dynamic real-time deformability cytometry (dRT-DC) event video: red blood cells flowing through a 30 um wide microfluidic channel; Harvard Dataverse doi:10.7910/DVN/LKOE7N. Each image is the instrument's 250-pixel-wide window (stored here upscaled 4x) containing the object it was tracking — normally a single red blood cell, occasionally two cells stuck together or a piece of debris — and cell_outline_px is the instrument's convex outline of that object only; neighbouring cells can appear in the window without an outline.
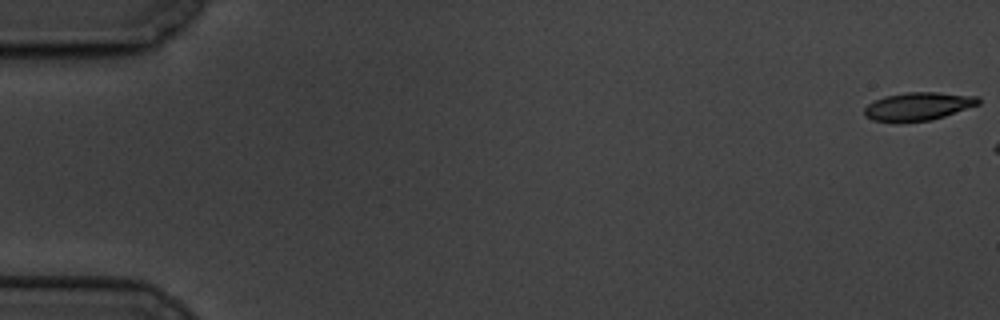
{"species": "common noctule bat (a hibernating species)", "species_latin": "Nyctalus noctula", "temperature_condition": "cold", "stored_images_in_passage": 3, "camera_frame_rate_fps": 3000, "um_per_image_px": 0.085, "animal": {"sex": "male", "body_mass_g": 19.5, "forearm_length_mm": 54.6}, "frame": {"image": 1, "passage_image": 1, "time_ms": 0.0, "image_size_px": [1000, 320], "cell_outline_px": [[980, 104], [932, 120], [872, 120], [864, 116], [864, 108], [868, 104], [884, 96], [904, 92], [936, 92], [980, 96]], "centroid_in_image_um": [78.08, 9.0], "position_along_channel_um": 6.9, "area_um2": 18.32}}